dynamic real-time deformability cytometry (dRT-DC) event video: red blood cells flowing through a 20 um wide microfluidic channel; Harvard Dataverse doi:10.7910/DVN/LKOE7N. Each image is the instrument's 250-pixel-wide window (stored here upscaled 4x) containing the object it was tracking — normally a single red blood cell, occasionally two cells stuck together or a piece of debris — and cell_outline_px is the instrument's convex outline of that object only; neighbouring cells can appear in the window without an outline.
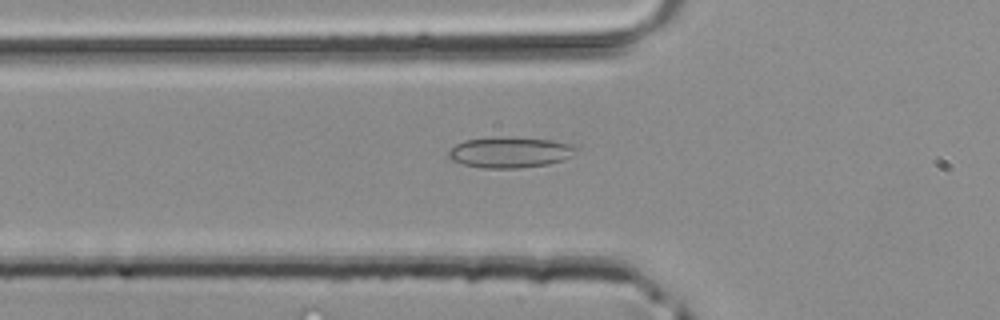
{"species": "common noctule bat (a hibernating species)", "species_latin": "Nyctalus noctula", "temperature_condition": "room temperature", "stored_images_in_passage": 29, "camera_frame_rate_fps": 3000, "um_per_image_px": 0.085, "animal": {"sex": "male", "body_mass_g": 20.4}, "frame": {"image": 1, "passage_image": 3, "time_ms": 0.667, "image_size_px": [1000, 320], "cell_outline_px": [[580, 148], [572, 156], [564, 160], [548, 164], [516, 168], [484, 168], [464, 164], [452, 160], [448, 156], [448, 152], [456, 144], [464, 140], [504, 136], [552, 140], [580, 144]], "centroid_in_image_um": [43.45, 12.93], "position_along_channel_um": 82.4, "area_um2": 23.24}}
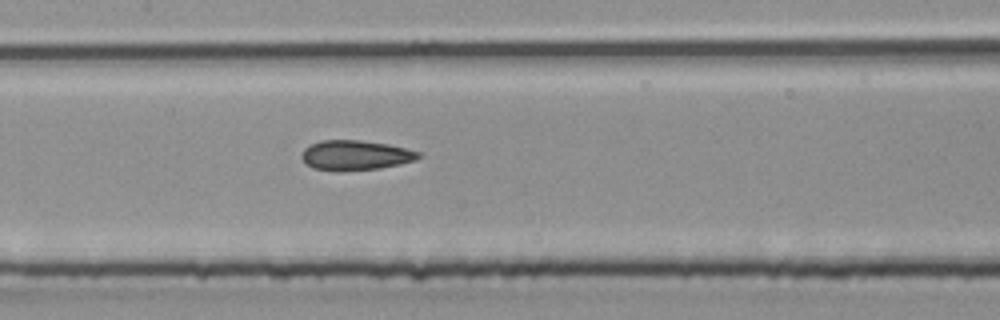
{"frame": {"image": 2, "passage_image": 9, "time_ms": 2.667, "image_size_px": [1000, 320], "cell_outline_px": [[424, 156], [416, 160], [400, 164], [380, 168], [340, 172], [336, 172], [312, 168], [300, 156], [304, 148], [320, 140], [360, 140], [388, 144], [420, 152]], "centroid_in_image_um": [30.22, 13.21], "position_along_channel_um": 177.2, "area_um2": 20.58}}
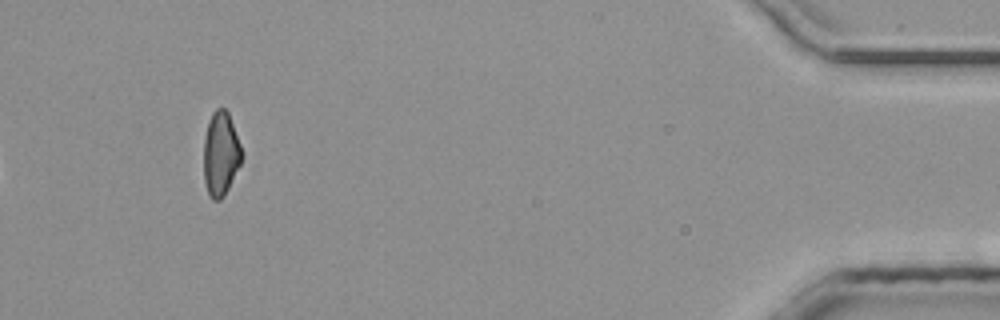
{"frame": {"image": 3, "passage_image": 29, "time_ms": 9.333, "image_size_px": [1000, 320], "cell_outline_px": [[244, 156], [224, 196], [220, 200], [212, 200], [208, 196], [204, 180], [204, 136], [208, 120], [212, 112], [216, 108], [224, 108], [228, 112], [244, 152]], "centroid_in_image_um": [18.76, 13.07], "position_along_channel_um": 416.4, "area_um2": 18.96}}